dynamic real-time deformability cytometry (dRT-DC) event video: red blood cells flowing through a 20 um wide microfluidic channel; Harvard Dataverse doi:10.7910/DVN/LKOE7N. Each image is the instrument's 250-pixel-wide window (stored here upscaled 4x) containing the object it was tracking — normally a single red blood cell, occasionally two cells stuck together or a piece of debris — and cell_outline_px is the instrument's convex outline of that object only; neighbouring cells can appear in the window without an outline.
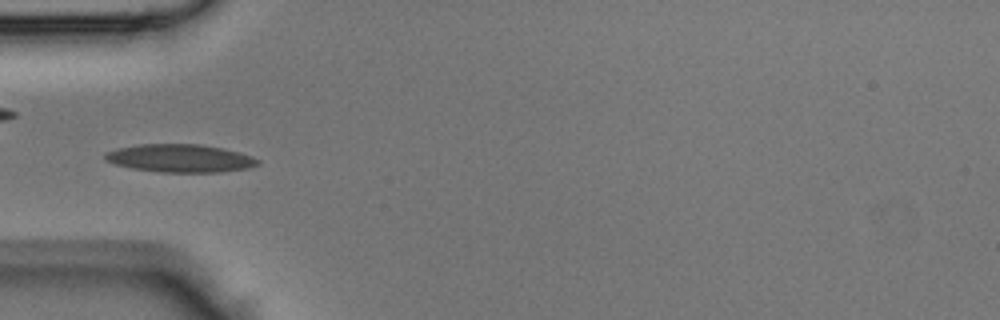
{"species": "Egyptian fruit bat (a non-hibernating species)", "species_latin": "Rousettus aegyptiacus", "temperature_condition": "room temperature", "stored_images_in_passage": 33, "camera_frame_rate_fps": 3000, "um_per_image_px": 0.085, "animal": {"sex": "male"}, "frame": {"image": 1, "passage_image": 3, "time_ms": 0.667, "image_size_px": [1000, 320], "cell_outline_px": [[260, 164], [248, 168], [220, 172], [160, 172], [132, 168], [116, 164], [104, 160], [104, 152], [116, 148], [140, 144], [200, 144], [224, 148], [240, 152], [252, 156], [260, 160]], "centroid_in_image_um": [15.32, 13.44], "position_along_channel_um": 69.7, "area_um2": 25.09}}
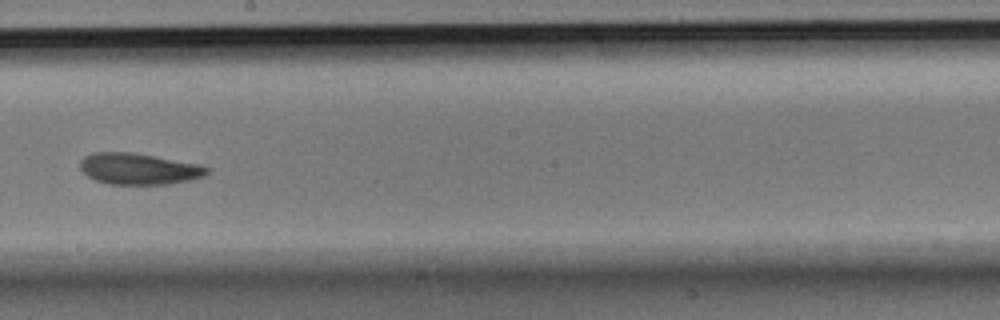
{"frame": {"image": 2, "passage_image": 14, "time_ms": 4.333, "image_size_px": [1000, 320], "cell_outline_px": [[208, 172], [204, 176], [192, 180], [168, 184], [108, 184], [96, 180], [88, 176], [80, 168], [80, 160], [84, 156], [92, 152], [132, 152], [200, 164], [208, 168]], "centroid_in_image_um": [11.79, 14.35], "position_along_channel_um": 236.4, "area_um2": 23.18}}
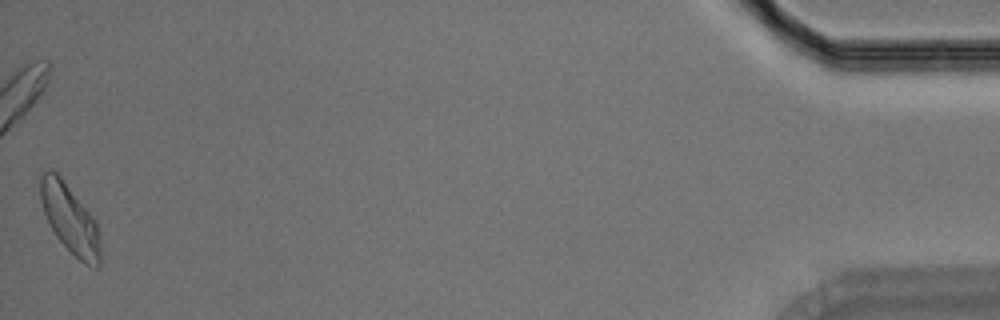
{"frame": {"image": 3, "passage_image": 33, "time_ms": 10.667, "image_size_px": [1000, 320], "cell_outline_px": [[100, 264], [96, 268], [84, 264], [56, 236], [44, 212], [40, 200], [40, 176], [48, 168], [56, 172], [60, 176], [96, 220], [100, 236]], "centroid_in_image_um": [5.96, 18.6], "position_along_channel_um": 429.2, "area_um2": 23.81}}